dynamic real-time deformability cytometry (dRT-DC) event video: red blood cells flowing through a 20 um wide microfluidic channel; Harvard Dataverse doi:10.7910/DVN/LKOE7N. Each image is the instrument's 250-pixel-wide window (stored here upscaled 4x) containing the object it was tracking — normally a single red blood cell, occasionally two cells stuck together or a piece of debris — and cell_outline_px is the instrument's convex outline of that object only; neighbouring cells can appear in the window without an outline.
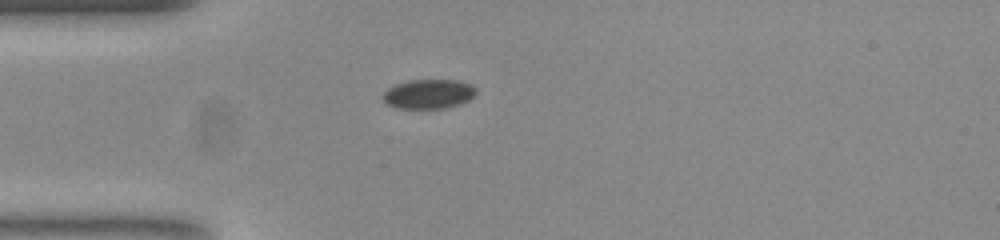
{"species": "common noctule bat (a hibernating species)", "species_latin": "Nyctalus noctula", "temperature_condition": "room temperature", "stored_images_in_passage": 36, "camera_frame_rate_fps": 3000, "um_per_image_px": 0.085, "animal": {"sex": "female", "body_mass_g": 23.0, "forearm_length_mm": 53.4}, "frame": {"image": 1, "passage_image": 1, "time_ms": 0.0, "image_size_px": [1000, 240], "cell_outline_px": [[476, 92], [468, 100], [460, 104], [448, 108], [396, 108], [388, 104], [380, 96], [388, 88], [396, 84], [408, 80], [456, 80], [472, 84], [476, 88]], "centroid_in_image_um": [36.42, 7.98], "position_along_channel_um": 48.6, "area_um2": 16.01}}
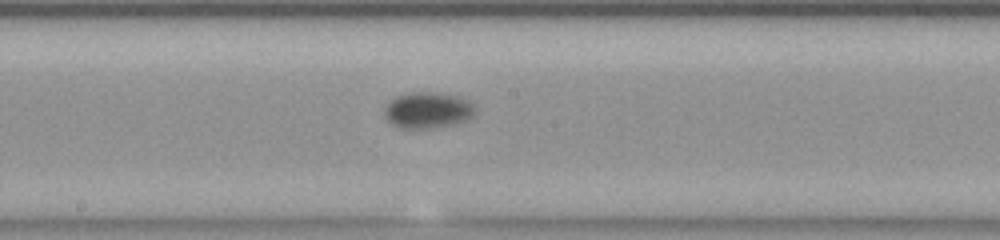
{"frame": {"image": 2, "passage_image": 15, "time_ms": 4.667, "image_size_px": [1000, 240], "cell_outline_px": [[476, 112], [468, 120], [452, 124], [432, 128], [400, 128], [392, 124], [384, 116], [384, 108], [396, 96], [408, 92], [440, 92], [460, 96], [468, 100], [472, 104]], "centroid_in_image_um": [36.37, 9.35], "position_along_channel_um": 211.8, "area_um2": 19.25}}
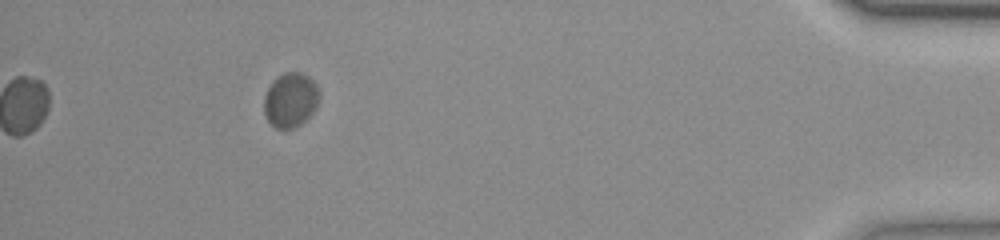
{"frame": {"image": 3, "passage_image": 36, "time_ms": 11.667, "image_size_px": [1000, 240], "cell_outline_px": [[320, 96], [316, 108], [296, 128], [276, 128], [268, 120], [264, 112], [264, 96], [268, 88], [284, 72], [300, 72], [308, 76], [316, 84], [320, 92]], "centroid_in_image_um": [24.71, 8.5], "position_along_channel_um": 410.5, "area_um2": 17.34}, "authors_computed_cell_mechanics": {"area_um2": 17.6868, "velocity_mm_per_s": 3.7414, "shape_relaxation_time_tau1_ms": 2.7219, "shape_relaxation_time_tau2_ms": null, "deformation_change_tau1": 0.0887, "deformation_change_tau2": null}}